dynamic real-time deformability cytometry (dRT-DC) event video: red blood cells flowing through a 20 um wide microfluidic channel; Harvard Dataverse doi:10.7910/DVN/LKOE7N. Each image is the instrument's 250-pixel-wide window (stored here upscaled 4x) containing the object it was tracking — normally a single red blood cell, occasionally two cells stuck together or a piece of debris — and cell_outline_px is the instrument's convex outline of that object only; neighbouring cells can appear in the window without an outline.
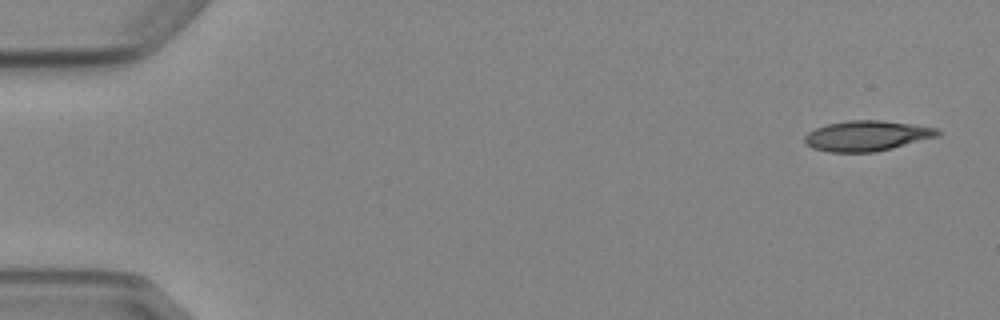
{"species": "Egyptian fruit bat (a non-hibernating species)", "species_latin": "Rousettus aegyptiacus", "temperature_condition": "cold", "stored_images_in_passage": 6, "camera_frame_rate_fps": 3000, "um_per_image_px": 0.085, "animal": {"sex": "female"}, "frame": {"image": 1, "passage_image": 1, "time_ms": 0.0, "image_size_px": [1000, 320], "cell_outline_px": [[940, 136], [876, 152], [828, 152], [812, 148], [804, 144], [804, 136], [808, 132], [816, 128], [828, 124], [848, 120], [880, 120], [936, 128], [940, 132]], "centroid_in_image_um": [73.64, 11.55], "position_along_channel_um": 11.4, "area_um2": 23.47}}